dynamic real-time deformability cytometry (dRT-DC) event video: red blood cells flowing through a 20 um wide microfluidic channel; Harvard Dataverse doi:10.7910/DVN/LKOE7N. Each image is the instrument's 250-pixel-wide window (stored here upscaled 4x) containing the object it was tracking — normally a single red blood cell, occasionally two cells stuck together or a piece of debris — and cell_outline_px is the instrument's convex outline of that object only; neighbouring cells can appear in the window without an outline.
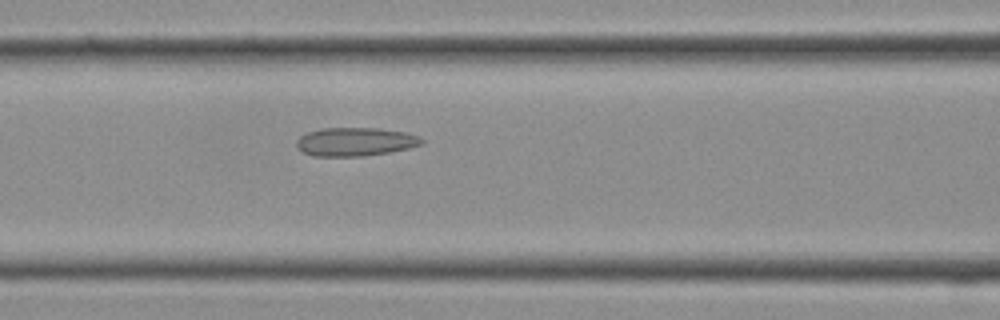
{"species": "Egyptian fruit bat (a non-hibernating species)", "species_latin": "Rousettus aegyptiacus", "temperature_condition": "cold", "stored_images_in_passage": 13, "camera_frame_rate_fps": 3000, "um_per_image_px": 0.085, "frame": {"image": 1, "passage_image": 11, "time_ms": 3.333, "image_size_px": [1000, 320], "cell_outline_px": [[424, 144], [408, 148], [388, 152], [364, 156], [312, 156], [296, 148], [296, 140], [300, 136], [308, 132], [320, 128], [380, 128], [404, 132], [420, 136], [424, 140]], "centroid_in_image_um": [30.19, 12.04], "position_along_channel_um": 136.4, "area_um2": 20.92}}
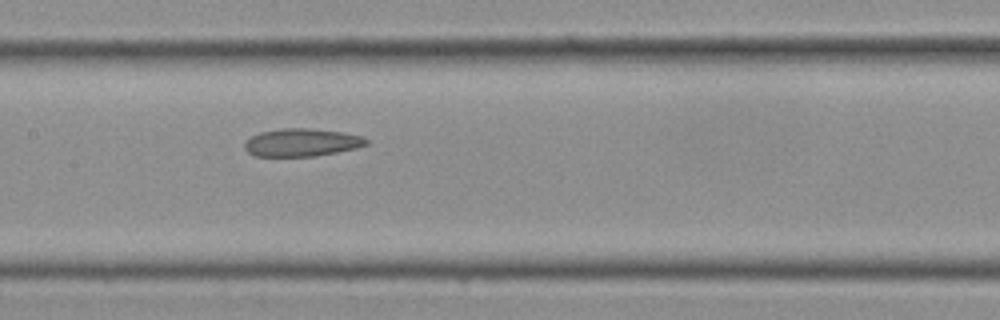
{"frame": {"image": 2, "passage_image": 13, "time_ms": 4.0, "image_size_px": [1000, 320], "cell_outline_px": [[368, 144], [356, 148], [316, 156], [252, 156], [244, 148], [244, 144], [252, 136], [260, 132], [280, 128], [308, 128], [340, 132], [364, 136], [368, 140]], "centroid_in_image_um": [25.64, 12.11], "position_along_channel_um": 181.8, "area_um2": 19.71}}